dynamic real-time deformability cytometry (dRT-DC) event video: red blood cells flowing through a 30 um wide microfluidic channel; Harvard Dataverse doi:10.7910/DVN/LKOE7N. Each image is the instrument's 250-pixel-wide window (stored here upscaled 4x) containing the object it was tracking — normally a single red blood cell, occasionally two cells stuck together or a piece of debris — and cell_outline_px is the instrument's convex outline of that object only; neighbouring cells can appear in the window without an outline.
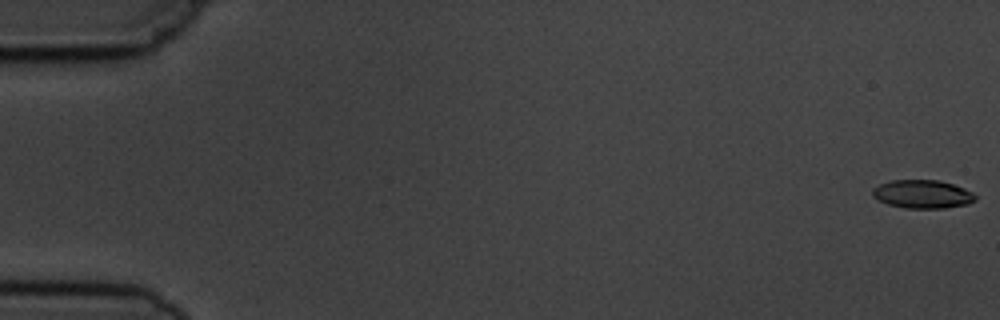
{"species": "common noctule bat (a hibernating species)", "species_latin": "Nyctalus noctula", "temperature_condition": "cold", "stored_images_in_passage": 5, "camera_frame_rate_fps": 3000, "um_per_image_px": 0.085, "animal": {"sex": "male", "body_mass_g": 19.5, "forearm_length_mm": 54.6}, "frame": {"image": 1, "passage_image": 1, "time_ms": 0.0, "image_size_px": [1000, 320], "cell_outline_px": [[976, 200], [968, 204], [944, 208], [904, 208], [888, 204], [872, 196], [872, 188], [880, 184], [892, 180], [940, 180], [964, 188], [972, 192], [976, 196]], "centroid_in_image_um": [78.42, 16.5], "position_along_channel_um": 6.6, "area_um2": 16.99}}
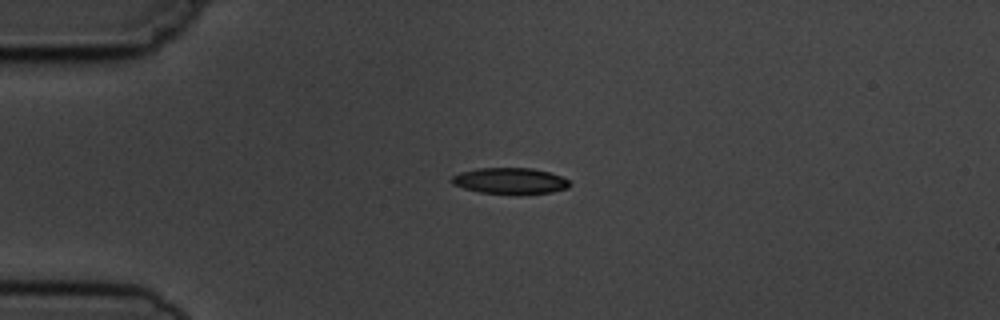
{"frame": {"image": 2, "passage_image": 5, "time_ms": 4.333, "image_size_px": [1000, 320], "cell_outline_px": [[572, 184], [568, 188], [552, 192], [480, 192], [464, 188], [452, 184], [452, 176], [460, 172], [476, 168], [532, 168], [548, 172], [560, 176], [568, 180]], "centroid_in_image_um": [43.34, 15.34], "position_along_channel_um": 41.7, "area_um2": 17.34}}